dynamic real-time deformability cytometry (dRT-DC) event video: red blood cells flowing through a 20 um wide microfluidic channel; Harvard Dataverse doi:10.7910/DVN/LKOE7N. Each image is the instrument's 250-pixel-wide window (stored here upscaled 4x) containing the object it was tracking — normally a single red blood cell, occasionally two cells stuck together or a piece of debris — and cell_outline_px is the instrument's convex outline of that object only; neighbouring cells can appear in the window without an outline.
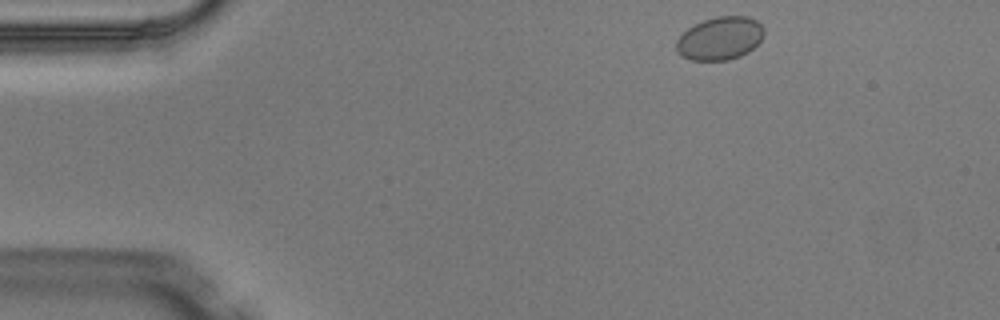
{"species": "Egyptian fruit bat (a non-hibernating species)", "species_latin": "Rousettus aegyptiacus", "temperature_condition": "warm", "stored_images_in_passage": 3, "camera_frame_rate_fps": 3000, "um_per_image_px": 0.085, "animal": {"sex": "male"}, "frame": {"image": 1, "passage_image": 1, "time_ms": 0.0, "image_size_px": [1000, 320], "cell_outline_px": [[764, 36], [748, 52], [740, 56], [728, 60], [692, 60], [676, 52], [676, 40], [688, 28], [704, 20], [716, 16], [748, 16], [756, 20], [764, 28]], "centroid_in_image_um": [61.2, 3.26], "position_along_channel_um": 23.8, "area_um2": 21.91}}